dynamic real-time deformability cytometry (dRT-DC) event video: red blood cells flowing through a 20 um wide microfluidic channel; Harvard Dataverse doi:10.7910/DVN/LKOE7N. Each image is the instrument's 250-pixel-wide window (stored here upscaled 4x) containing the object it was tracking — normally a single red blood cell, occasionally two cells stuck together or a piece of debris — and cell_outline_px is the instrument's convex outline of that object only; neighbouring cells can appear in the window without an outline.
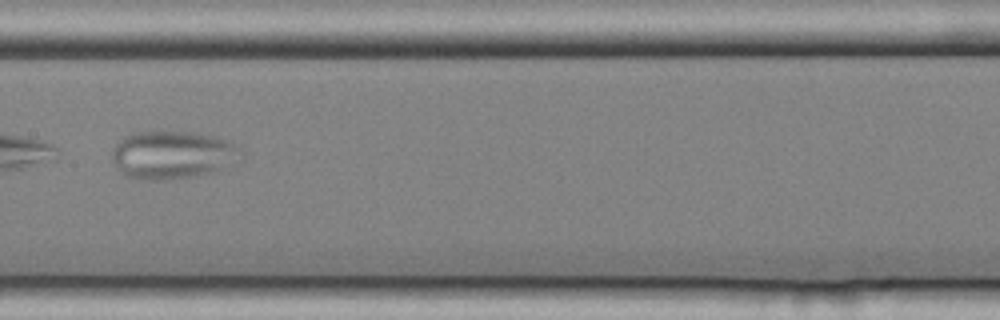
{"species": "common noctule bat (a hibernating species)", "species_latin": "Nyctalus noctula", "temperature_condition": "cold", "stored_images_in_passage": 11, "camera_frame_rate_fps": 3000, "um_per_image_px": 0.085, "animal": {"sex": "female", "body_mass_g": 25.1}, "frame": {"image": 1, "passage_image": 8, "time_ms": 2.333, "image_size_px": [1000, 320], "cell_outline_px": [[244, 152], [220, 168], [212, 172], [196, 176], [164, 180], [148, 180], [124, 176], [112, 160], [112, 152], [116, 144], [124, 136], [132, 132], [200, 132], [232, 140]], "centroid_in_image_um": [14.64, 13.14], "position_along_channel_um": 192.8, "area_um2": 36.01}}